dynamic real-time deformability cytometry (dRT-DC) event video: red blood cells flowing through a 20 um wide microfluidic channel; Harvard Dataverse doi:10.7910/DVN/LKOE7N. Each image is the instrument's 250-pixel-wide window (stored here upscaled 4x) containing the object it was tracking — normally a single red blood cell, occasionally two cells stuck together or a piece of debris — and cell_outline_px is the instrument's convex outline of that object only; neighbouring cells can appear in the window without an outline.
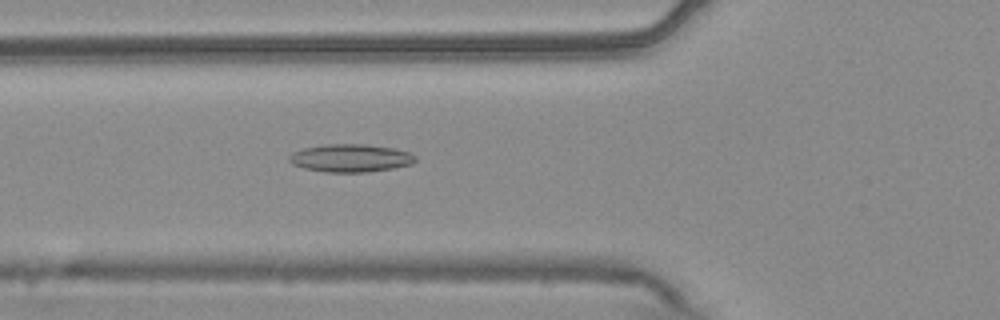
{"species": "common noctule bat (a hibernating species)", "species_latin": "Nyctalus noctula", "temperature_condition": "warm", "stored_images_in_passage": 51, "camera_frame_rate_fps": 3000, "um_per_image_px": 0.085, "animal": {"sex": "male", "body_mass_g": 20.4}, "frame": {"image": 1, "passage_image": 20, "time_ms": 6.333, "image_size_px": [1000, 320], "cell_outline_px": [[416, 160], [412, 164], [392, 168], [368, 172], [324, 172], [304, 168], [292, 164], [288, 160], [288, 156], [292, 152], [304, 148], [328, 144], [364, 144], [392, 148], [408, 152], [416, 156]], "centroid_in_image_um": [29.77, 13.44], "position_along_channel_um": 96.0, "area_um2": 20.46}}
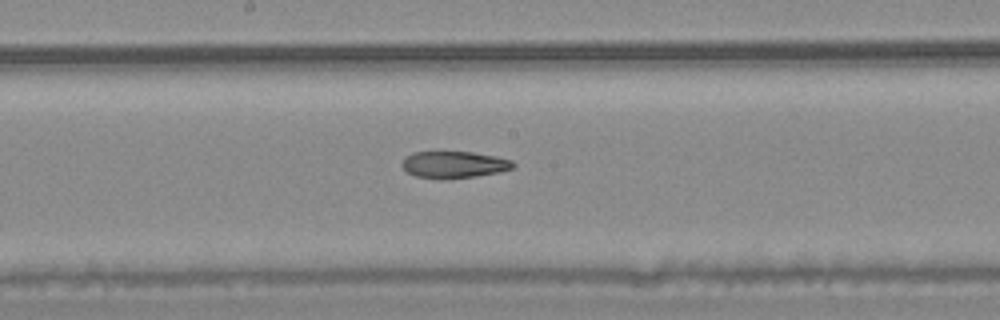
{"frame": {"image": 2, "passage_image": 29, "time_ms": 9.333, "image_size_px": [1000, 320], "cell_outline_px": [[516, 164], [512, 168], [500, 172], [476, 176], [444, 180], [440, 180], [416, 176], [408, 172], [400, 164], [404, 156], [412, 152], [472, 152], [496, 156], [512, 160]], "centroid_in_image_um": [38.57, 14.0], "position_along_channel_um": 209.6, "area_um2": 17.63}}
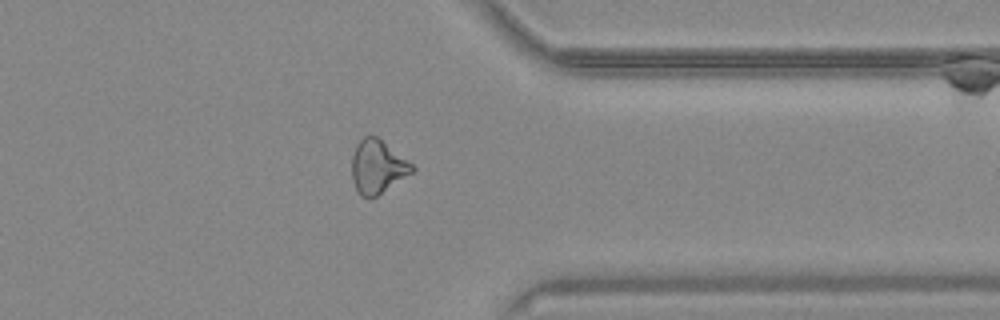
{"frame": {"image": 3, "passage_image": 43, "time_ms": 14.0, "image_size_px": [1000, 320], "cell_outline_px": [[416, 168], [412, 172], [376, 196], [360, 196], [352, 180], [352, 156], [356, 144], [364, 136], [376, 136], [408, 160]], "centroid_in_image_um": [32.07, 14.15], "position_along_channel_um": 379.3, "area_um2": 18.38}}